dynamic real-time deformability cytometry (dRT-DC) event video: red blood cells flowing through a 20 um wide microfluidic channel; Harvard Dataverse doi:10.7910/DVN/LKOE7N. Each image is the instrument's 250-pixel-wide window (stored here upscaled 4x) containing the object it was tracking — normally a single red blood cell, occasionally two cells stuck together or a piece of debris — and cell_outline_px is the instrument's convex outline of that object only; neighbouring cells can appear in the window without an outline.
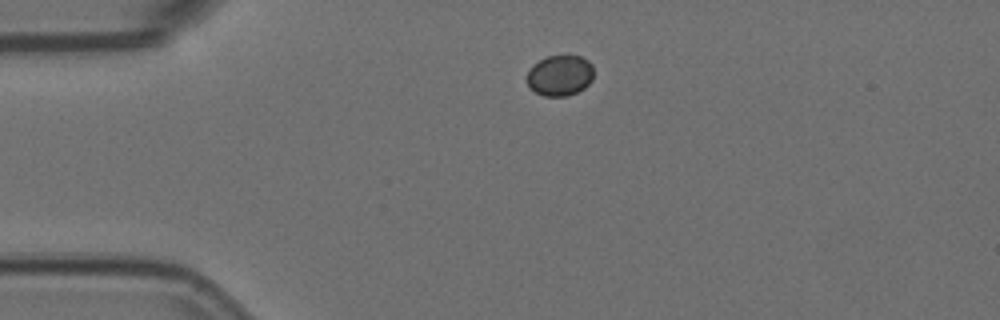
{"species": "Egyptian fruit bat (a non-hibernating species)", "species_latin": "Rousettus aegyptiacus", "temperature_condition": "room temperature", "stored_images_in_passage": 2, "camera_frame_rate_fps": 3000, "um_per_image_px": 0.085, "animal": {"sex": "female"}, "frame": {"image": 1, "passage_image": 2, "time_ms": 0.333, "image_size_px": [1000, 320], "cell_outline_px": [[592, 80], [584, 88], [576, 92], [564, 96], [544, 96], [528, 88], [528, 72], [532, 64], [548, 56], [580, 56], [588, 60], [592, 64]], "centroid_in_image_um": [47.58, 6.41], "position_along_channel_um": 37.4, "area_um2": 15.72}}